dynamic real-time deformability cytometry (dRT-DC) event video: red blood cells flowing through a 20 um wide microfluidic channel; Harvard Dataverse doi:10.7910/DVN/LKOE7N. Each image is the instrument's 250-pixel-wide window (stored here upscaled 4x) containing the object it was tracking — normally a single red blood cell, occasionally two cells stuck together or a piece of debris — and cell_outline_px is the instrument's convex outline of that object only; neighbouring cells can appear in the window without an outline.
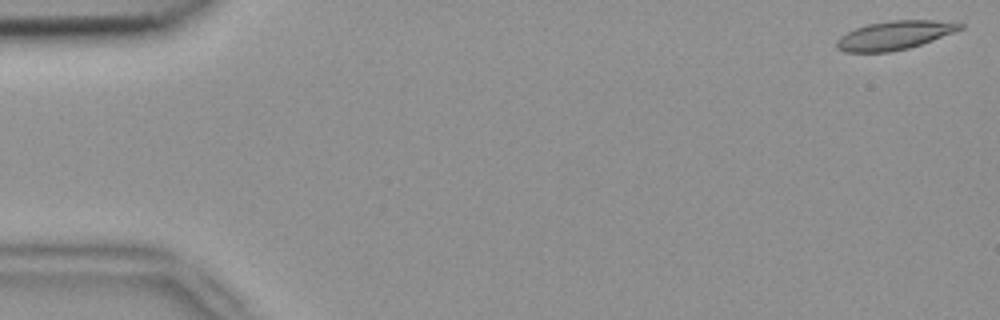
{"species": "common noctule bat (a hibernating species)", "species_latin": "Nyctalus noctula", "temperature_condition": "room temperature", "stored_images_in_passage": 5, "camera_frame_rate_fps": 3000, "um_per_image_px": 0.085, "animal": {"sex": "female", "body_mass_g": 18.4}, "frame": {"image": 1, "passage_image": 1, "time_ms": 0.0, "image_size_px": [1000, 320], "cell_outline_px": [[964, 28], [932, 40], [908, 48], [888, 52], [844, 52], [836, 48], [836, 40], [840, 36], [856, 28], [868, 24], [892, 20], [932, 20], [964, 24]], "centroid_in_image_um": [75.99, 3.0], "position_along_channel_um": 9.0, "area_um2": 20.4}}
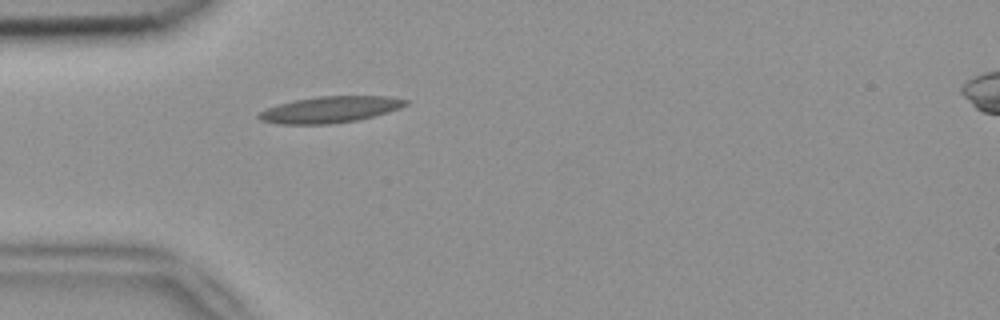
{"frame": {"image": 2, "passage_image": 5, "time_ms": 1.333, "image_size_px": [1000, 320], "cell_outline_px": [[408, 104], [400, 108], [388, 112], [356, 120], [332, 124], [276, 124], [260, 120], [256, 116], [260, 112], [268, 108], [280, 104], [296, 100], [320, 96], [388, 96], [408, 100]], "centroid_in_image_um": [28.06, 9.32], "position_along_channel_um": 56.9, "area_um2": 22.37}}